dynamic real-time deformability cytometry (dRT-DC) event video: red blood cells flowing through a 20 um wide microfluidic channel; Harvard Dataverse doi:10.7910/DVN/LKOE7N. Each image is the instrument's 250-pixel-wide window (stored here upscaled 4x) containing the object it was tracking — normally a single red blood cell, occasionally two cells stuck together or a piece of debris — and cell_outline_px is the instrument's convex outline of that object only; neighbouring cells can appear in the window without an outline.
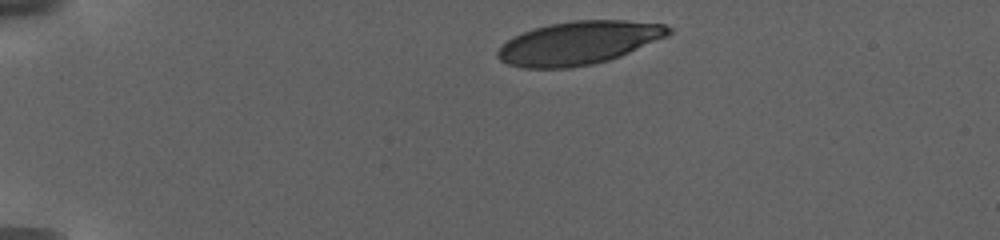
{"species": "human", "species_latin": "Homo sapiens", "temperature_condition": "warm", "stored_images_in_passage": 13, "camera_frame_rate_fps": 3000, "um_per_image_px": 0.085, "donor": {"sex": "female"}, "frame": {"image": 1, "passage_image": 1, "time_ms": 0.0, "image_size_px": [1000, 240], "cell_outline_px": [[672, 32], [668, 36], [620, 56], [608, 60], [592, 64], [572, 68], [520, 68], [508, 64], [500, 60], [496, 56], [496, 52], [512, 36], [548, 24], [572, 20], [624, 20], [664, 24], [672, 28]], "centroid_in_image_um": [49.19, 3.65], "position_along_channel_um": 35.8, "area_um2": 43.12}}
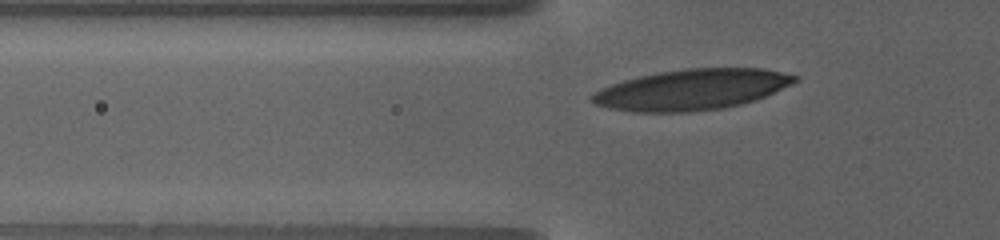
{"frame": {"image": 2, "passage_image": 9, "time_ms": 3.333, "image_size_px": [1000, 240], "cell_outline_px": [[800, 80], [792, 84], [756, 100], [740, 104], [720, 108], [688, 112], [632, 112], [608, 108], [596, 104], [592, 100], [592, 96], [596, 92], [612, 84], [624, 80], [640, 76], [660, 72], [684, 68], [764, 68], [800, 76]], "centroid_in_image_um": [58.86, 7.61], "position_along_channel_um": 66.9, "area_um2": 47.86}}